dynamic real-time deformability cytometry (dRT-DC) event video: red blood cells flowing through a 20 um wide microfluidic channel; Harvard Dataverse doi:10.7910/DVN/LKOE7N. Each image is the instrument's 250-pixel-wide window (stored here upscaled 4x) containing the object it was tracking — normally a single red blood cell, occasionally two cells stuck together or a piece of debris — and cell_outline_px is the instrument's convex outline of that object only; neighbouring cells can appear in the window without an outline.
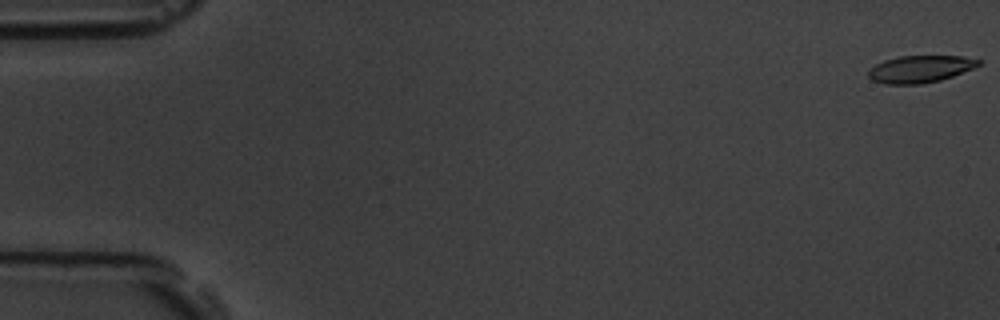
{"species": "common noctule bat (a hibernating species)", "species_latin": "Nyctalus noctula", "temperature_condition": "room temperature", "stored_images_in_passage": 10, "camera_frame_rate_fps": 3000, "um_per_image_px": 0.085, "animal": {"sex": "male", "body_mass_g": 19.5, "forearm_length_mm": 54.6}, "frame": {"image": 1, "passage_image": 1, "time_ms": 0.0, "image_size_px": [1000, 320], "cell_outline_px": [[984, 60], [980, 64], [972, 68], [952, 76], [940, 80], [920, 84], [884, 84], [872, 80], [868, 76], [868, 68], [884, 60], [900, 56], [964, 56]], "centroid_in_image_um": [78.2, 5.86], "position_along_channel_um": 6.8, "area_um2": 17.46}}
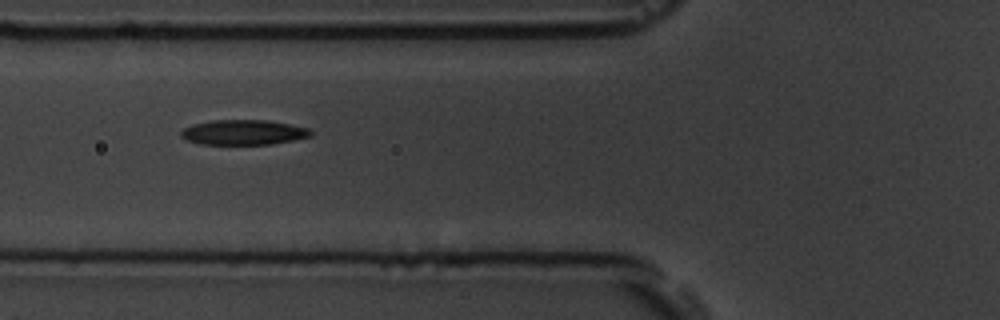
{"frame": {"image": 2, "passage_image": 7, "time_ms": 7.0, "image_size_px": [1000, 320], "cell_outline_px": [[312, 136], [272, 144], [200, 144], [188, 140], [180, 136], [180, 132], [184, 128], [192, 124], [212, 120], [268, 120], [308, 128], [312, 132]], "centroid_in_image_um": [20.67, 11.24], "position_along_channel_um": 105.1, "area_um2": 18.84}}
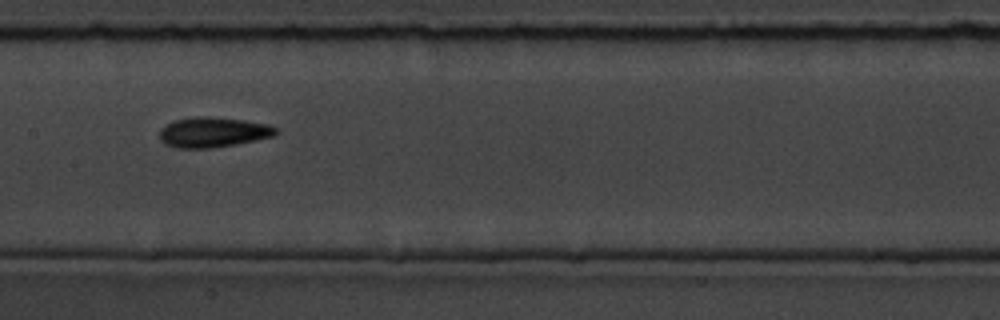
{"frame": {"image": 3, "passage_image": 9, "time_ms": 9.333, "image_size_px": [1000, 320], "cell_outline_px": [[276, 132], [272, 136], [256, 140], [236, 144], [212, 148], [176, 148], [164, 144], [160, 140], [160, 128], [172, 120], [196, 116], [208, 116], [244, 120], [268, 124], [276, 128]], "centroid_in_image_um": [18.05, 11.23], "position_along_channel_um": 189.4, "area_um2": 20.52}}